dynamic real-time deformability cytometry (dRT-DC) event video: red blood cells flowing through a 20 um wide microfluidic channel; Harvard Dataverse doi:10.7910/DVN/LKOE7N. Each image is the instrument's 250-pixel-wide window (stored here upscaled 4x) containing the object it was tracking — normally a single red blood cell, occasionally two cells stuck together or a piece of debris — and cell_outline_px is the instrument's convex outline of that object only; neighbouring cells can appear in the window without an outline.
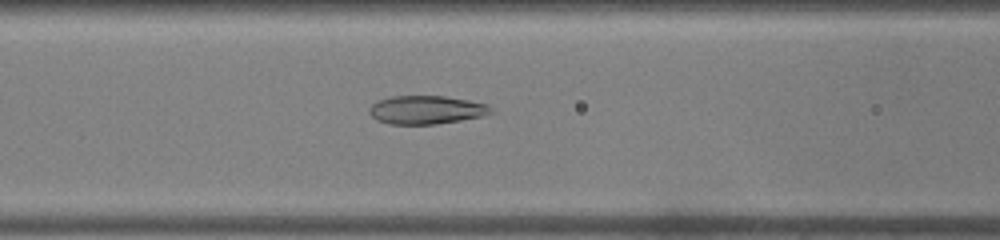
{"species": "common noctule bat (a hibernating species)", "species_latin": "Nyctalus noctula", "temperature_condition": "warm", "stored_images_in_passage": 38, "camera_frame_rate_fps": 3000, "um_per_image_px": 0.085, "animal": {"sex": "male", "body_mass_g": 19.0, "forearm_length_mm": 50.8}, "frame": {"image": 1, "passage_image": 11, "time_ms": 3.333, "image_size_px": [1000, 240], "cell_outline_px": [[496, 112], [484, 116], [436, 124], [388, 124], [376, 120], [368, 112], [368, 108], [376, 100], [392, 96], [444, 96], [468, 100], [488, 104]], "centroid_in_image_um": [36.24, 9.34], "position_along_channel_um": 130.4, "area_um2": 20.4}}
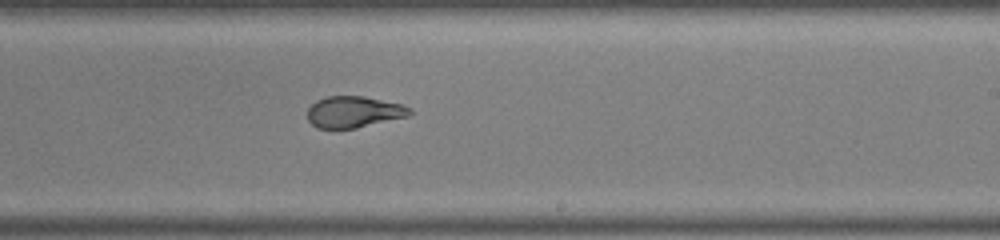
{"frame": {"image": 2, "passage_image": 20, "time_ms": 6.333, "image_size_px": [1000, 240], "cell_outline_px": [[412, 112], [408, 116], [356, 128], [316, 128], [308, 120], [308, 108], [316, 100], [328, 96], [364, 96], [400, 104], [408, 108]], "centroid_in_image_um": [30.03, 9.51], "position_along_channel_um": 259.0, "area_um2": 18.5}}
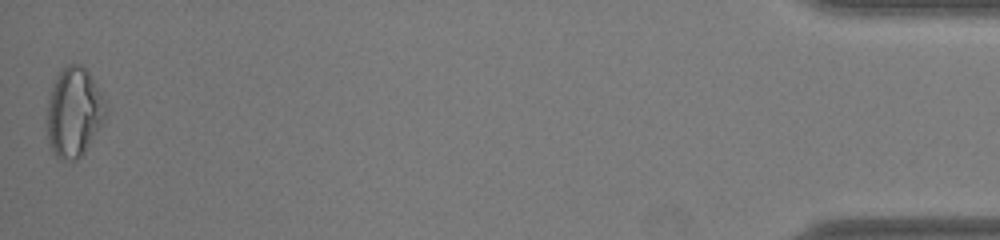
{"frame": {"image": 3, "passage_image": 38, "time_ms": 12.333, "image_size_px": [1000, 240], "cell_outline_px": [[108, 108], [104, 120], [84, 152], [76, 160], [60, 160], [52, 152], [48, 144], [48, 100], [52, 84], [56, 76], [68, 64], [80, 64], [88, 72], [100, 92]], "centroid_in_image_um": [6.28, 9.56], "position_along_channel_um": 428.9, "area_um2": 30.35}}